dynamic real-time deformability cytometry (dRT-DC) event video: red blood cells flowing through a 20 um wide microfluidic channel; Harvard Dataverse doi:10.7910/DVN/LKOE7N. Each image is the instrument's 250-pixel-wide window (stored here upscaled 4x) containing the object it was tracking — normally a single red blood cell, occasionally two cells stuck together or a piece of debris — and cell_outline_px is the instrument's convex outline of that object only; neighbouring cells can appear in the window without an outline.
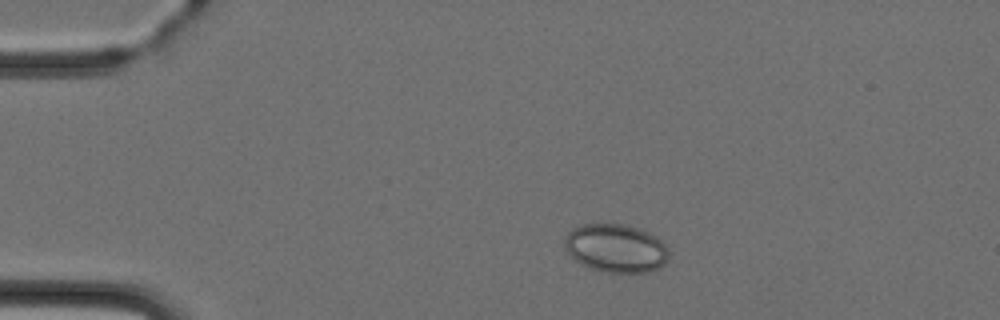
{"species": "Egyptian fruit bat (a non-hibernating species)", "species_latin": "Rousettus aegyptiacus", "temperature_condition": "cold", "stored_images_in_passage": 3, "camera_frame_rate_fps": 3000, "um_per_image_px": 0.085, "animal": {"sex": "female"}, "frame": {"image": 1, "passage_image": 1, "time_ms": 0.0, "image_size_px": [1000, 320], "cell_outline_px": [[668, 260], [660, 268], [648, 272], [608, 272], [592, 268], [576, 260], [564, 248], [564, 236], [572, 228], [584, 224], [624, 224], [640, 228], [656, 236], [668, 248]], "centroid_in_image_um": [52.36, 21.08], "position_along_channel_um": 32.6, "area_um2": 29.36}}